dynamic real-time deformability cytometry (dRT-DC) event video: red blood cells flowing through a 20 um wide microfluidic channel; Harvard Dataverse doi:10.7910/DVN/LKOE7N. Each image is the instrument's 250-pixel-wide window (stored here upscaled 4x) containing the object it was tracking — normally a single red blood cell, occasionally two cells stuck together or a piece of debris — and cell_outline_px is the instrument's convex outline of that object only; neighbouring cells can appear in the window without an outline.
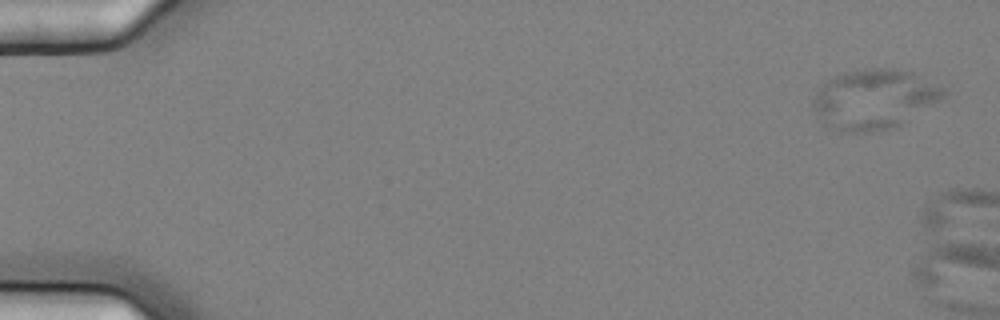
{"species": "common noctule bat (a hibernating species)", "species_latin": "Nyctalus noctula", "temperature_condition": "cold", "stored_images_in_passage": 6, "camera_frame_rate_fps": 3000, "um_per_image_px": 0.085, "animal": {"sex": "female", "body_mass_g": 25.1}, "frame": {"image": 1, "passage_image": 2, "time_ms": 0.333, "image_size_px": [1000, 320], "cell_outline_px": [[948, 92], [944, 96], [900, 124], [888, 128], [872, 132], [840, 132], [812, 104], [812, 100], [816, 88], [828, 80], [844, 72], [864, 68], [888, 68], [912, 72], [944, 88]], "centroid_in_image_um": [74.31, 8.38], "position_along_channel_um": 10.7, "area_um2": 44.1}}